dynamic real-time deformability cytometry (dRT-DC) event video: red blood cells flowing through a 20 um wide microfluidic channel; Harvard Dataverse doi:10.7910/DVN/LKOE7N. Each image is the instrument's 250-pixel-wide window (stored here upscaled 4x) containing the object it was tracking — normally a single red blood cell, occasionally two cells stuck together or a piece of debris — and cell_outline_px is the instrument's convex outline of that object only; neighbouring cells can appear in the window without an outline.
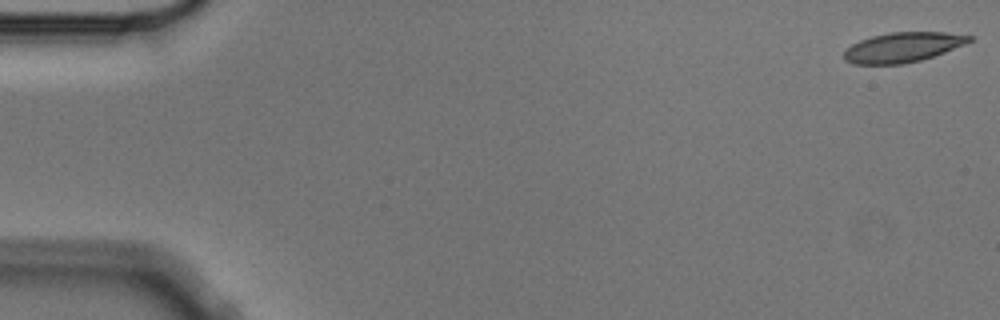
{"species": "Egyptian fruit bat (a non-hibernating species)", "species_latin": "Rousettus aegyptiacus", "temperature_condition": "cold", "stored_images_in_passage": 3, "camera_frame_rate_fps": 3000, "um_per_image_px": 0.085, "animal": {"sex": "male"}, "frame": {"image": 1, "passage_image": 1, "time_ms": 0.0, "image_size_px": [1000, 320], "cell_outline_px": [[972, 40], [964, 44], [944, 52], [920, 60], [900, 64], [852, 64], [844, 60], [844, 52], [852, 44], [860, 40], [872, 36], [888, 32], [944, 32], [972, 36]], "centroid_in_image_um": [76.7, 4.01], "position_along_channel_um": 8.3, "area_um2": 21.56}}